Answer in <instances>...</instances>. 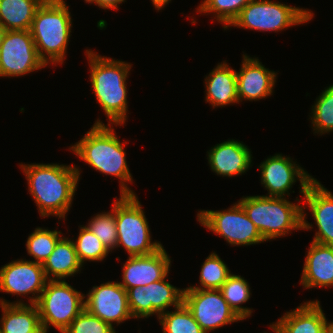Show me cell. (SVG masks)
<instances>
[{
    "mask_svg": "<svg viewBox=\"0 0 333 333\" xmlns=\"http://www.w3.org/2000/svg\"><path fill=\"white\" fill-rule=\"evenodd\" d=\"M30 30L6 31L0 47V77H19L45 68Z\"/></svg>",
    "mask_w": 333,
    "mask_h": 333,
    "instance_id": "obj_10",
    "label": "cell"
},
{
    "mask_svg": "<svg viewBox=\"0 0 333 333\" xmlns=\"http://www.w3.org/2000/svg\"><path fill=\"white\" fill-rule=\"evenodd\" d=\"M252 152L243 142L229 139L211 147L208 163L213 172L222 177H233L246 173L252 163Z\"/></svg>",
    "mask_w": 333,
    "mask_h": 333,
    "instance_id": "obj_20",
    "label": "cell"
},
{
    "mask_svg": "<svg viewBox=\"0 0 333 333\" xmlns=\"http://www.w3.org/2000/svg\"><path fill=\"white\" fill-rule=\"evenodd\" d=\"M122 2H125V0H87L85 3L89 4H96V6L100 7L101 9H112L117 10Z\"/></svg>",
    "mask_w": 333,
    "mask_h": 333,
    "instance_id": "obj_35",
    "label": "cell"
},
{
    "mask_svg": "<svg viewBox=\"0 0 333 333\" xmlns=\"http://www.w3.org/2000/svg\"><path fill=\"white\" fill-rule=\"evenodd\" d=\"M200 286H189L185 289H220L227 278L232 274L226 263L212 252L201 265Z\"/></svg>",
    "mask_w": 333,
    "mask_h": 333,
    "instance_id": "obj_29",
    "label": "cell"
},
{
    "mask_svg": "<svg viewBox=\"0 0 333 333\" xmlns=\"http://www.w3.org/2000/svg\"><path fill=\"white\" fill-rule=\"evenodd\" d=\"M183 303L205 333L242 321L224 299L220 289H184Z\"/></svg>",
    "mask_w": 333,
    "mask_h": 333,
    "instance_id": "obj_11",
    "label": "cell"
},
{
    "mask_svg": "<svg viewBox=\"0 0 333 333\" xmlns=\"http://www.w3.org/2000/svg\"><path fill=\"white\" fill-rule=\"evenodd\" d=\"M46 282L43 265L32 260L18 259L0 268V291L13 296L32 294L30 304L37 303Z\"/></svg>",
    "mask_w": 333,
    "mask_h": 333,
    "instance_id": "obj_14",
    "label": "cell"
},
{
    "mask_svg": "<svg viewBox=\"0 0 333 333\" xmlns=\"http://www.w3.org/2000/svg\"><path fill=\"white\" fill-rule=\"evenodd\" d=\"M44 0H0V24L8 30H30Z\"/></svg>",
    "mask_w": 333,
    "mask_h": 333,
    "instance_id": "obj_25",
    "label": "cell"
},
{
    "mask_svg": "<svg viewBox=\"0 0 333 333\" xmlns=\"http://www.w3.org/2000/svg\"><path fill=\"white\" fill-rule=\"evenodd\" d=\"M28 333H46V332H28Z\"/></svg>",
    "mask_w": 333,
    "mask_h": 333,
    "instance_id": "obj_39",
    "label": "cell"
},
{
    "mask_svg": "<svg viewBox=\"0 0 333 333\" xmlns=\"http://www.w3.org/2000/svg\"><path fill=\"white\" fill-rule=\"evenodd\" d=\"M303 198L306 205L302 206V230L313 228L306 220L304 209L308 206L318 228L313 241L333 246V194L315 178L308 185Z\"/></svg>",
    "mask_w": 333,
    "mask_h": 333,
    "instance_id": "obj_16",
    "label": "cell"
},
{
    "mask_svg": "<svg viewBox=\"0 0 333 333\" xmlns=\"http://www.w3.org/2000/svg\"><path fill=\"white\" fill-rule=\"evenodd\" d=\"M269 326L275 333H331L318 300L300 304Z\"/></svg>",
    "mask_w": 333,
    "mask_h": 333,
    "instance_id": "obj_19",
    "label": "cell"
},
{
    "mask_svg": "<svg viewBox=\"0 0 333 333\" xmlns=\"http://www.w3.org/2000/svg\"><path fill=\"white\" fill-rule=\"evenodd\" d=\"M84 296L66 280H47L36 303L45 332L51 325L62 333L85 309Z\"/></svg>",
    "mask_w": 333,
    "mask_h": 333,
    "instance_id": "obj_8",
    "label": "cell"
},
{
    "mask_svg": "<svg viewBox=\"0 0 333 333\" xmlns=\"http://www.w3.org/2000/svg\"><path fill=\"white\" fill-rule=\"evenodd\" d=\"M158 319L163 333H205L184 303L175 311L161 314Z\"/></svg>",
    "mask_w": 333,
    "mask_h": 333,
    "instance_id": "obj_28",
    "label": "cell"
},
{
    "mask_svg": "<svg viewBox=\"0 0 333 333\" xmlns=\"http://www.w3.org/2000/svg\"><path fill=\"white\" fill-rule=\"evenodd\" d=\"M136 195H120L114 201L116 248L122 246L129 257L149 255L162 247L161 242H152L145 212Z\"/></svg>",
    "mask_w": 333,
    "mask_h": 333,
    "instance_id": "obj_6",
    "label": "cell"
},
{
    "mask_svg": "<svg viewBox=\"0 0 333 333\" xmlns=\"http://www.w3.org/2000/svg\"><path fill=\"white\" fill-rule=\"evenodd\" d=\"M142 287L127 290L128 304L133 318H149L151 315L159 316L166 313L171 306L174 309L183 303L184 288L171 285L166 278Z\"/></svg>",
    "mask_w": 333,
    "mask_h": 333,
    "instance_id": "obj_12",
    "label": "cell"
},
{
    "mask_svg": "<svg viewBox=\"0 0 333 333\" xmlns=\"http://www.w3.org/2000/svg\"><path fill=\"white\" fill-rule=\"evenodd\" d=\"M311 10L271 0H251L229 26L258 31L279 32L309 22Z\"/></svg>",
    "mask_w": 333,
    "mask_h": 333,
    "instance_id": "obj_7",
    "label": "cell"
},
{
    "mask_svg": "<svg viewBox=\"0 0 333 333\" xmlns=\"http://www.w3.org/2000/svg\"><path fill=\"white\" fill-rule=\"evenodd\" d=\"M237 202L265 241L290 234L291 230H302V205L285 197L243 196Z\"/></svg>",
    "mask_w": 333,
    "mask_h": 333,
    "instance_id": "obj_5",
    "label": "cell"
},
{
    "mask_svg": "<svg viewBox=\"0 0 333 333\" xmlns=\"http://www.w3.org/2000/svg\"><path fill=\"white\" fill-rule=\"evenodd\" d=\"M82 266L74 244L68 237H62L57 242L55 249L43 263L47 280H66L69 276L80 272Z\"/></svg>",
    "mask_w": 333,
    "mask_h": 333,
    "instance_id": "obj_24",
    "label": "cell"
},
{
    "mask_svg": "<svg viewBox=\"0 0 333 333\" xmlns=\"http://www.w3.org/2000/svg\"><path fill=\"white\" fill-rule=\"evenodd\" d=\"M65 0H44L36 10L30 32L40 59L46 64H63L72 18Z\"/></svg>",
    "mask_w": 333,
    "mask_h": 333,
    "instance_id": "obj_4",
    "label": "cell"
},
{
    "mask_svg": "<svg viewBox=\"0 0 333 333\" xmlns=\"http://www.w3.org/2000/svg\"><path fill=\"white\" fill-rule=\"evenodd\" d=\"M197 218L201 226L213 231L230 245L250 246L266 242L239 202L227 210H200Z\"/></svg>",
    "mask_w": 333,
    "mask_h": 333,
    "instance_id": "obj_9",
    "label": "cell"
},
{
    "mask_svg": "<svg viewBox=\"0 0 333 333\" xmlns=\"http://www.w3.org/2000/svg\"><path fill=\"white\" fill-rule=\"evenodd\" d=\"M61 235V236H60ZM62 233L57 230H48L37 227L26 241L28 255L33 256L35 263H43L55 249L57 242L62 238Z\"/></svg>",
    "mask_w": 333,
    "mask_h": 333,
    "instance_id": "obj_27",
    "label": "cell"
},
{
    "mask_svg": "<svg viewBox=\"0 0 333 333\" xmlns=\"http://www.w3.org/2000/svg\"><path fill=\"white\" fill-rule=\"evenodd\" d=\"M311 123L319 135L333 131V84L325 88L312 106Z\"/></svg>",
    "mask_w": 333,
    "mask_h": 333,
    "instance_id": "obj_30",
    "label": "cell"
},
{
    "mask_svg": "<svg viewBox=\"0 0 333 333\" xmlns=\"http://www.w3.org/2000/svg\"><path fill=\"white\" fill-rule=\"evenodd\" d=\"M62 333H116V331L114 326L84 309Z\"/></svg>",
    "mask_w": 333,
    "mask_h": 333,
    "instance_id": "obj_34",
    "label": "cell"
},
{
    "mask_svg": "<svg viewBox=\"0 0 333 333\" xmlns=\"http://www.w3.org/2000/svg\"><path fill=\"white\" fill-rule=\"evenodd\" d=\"M85 310L113 326L133 318L129 304L127 290L119 282L101 283L93 286L86 294Z\"/></svg>",
    "mask_w": 333,
    "mask_h": 333,
    "instance_id": "obj_15",
    "label": "cell"
},
{
    "mask_svg": "<svg viewBox=\"0 0 333 333\" xmlns=\"http://www.w3.org/2000/svg\"><path fill=\"white\" fill-rule=\"evenodd\" d=\"M250 1L251 0H204L197 7V13H213L216 21L222 23L224 30H226Z\"/></svg>",
    "mask_w": 333,
    "mask_h": 333,
    "instance_id": "obj_31",
    "label": "cell"
},
{
    "mask_svg": "<svg viewBox=\"0 0 333 333\" xmlns=\"http://www.w3.org/2000/svg\"><path fill=\"white\" fill-rule=\"evenodd\" d=\"M82 226H79L80 231L76 241L72 240L81 264L84 265V261H103L109 251L96 235L86 226Z\"/></svg>",
    "mask_w": 333,
    "mask_h": 333,
    "instance_id": "obj_32",
    "label": "cell"
},
{
    "mask_svg": "<svg viewBox=\"0 0 333 333\" xmlns=\"http://www.w3.org/2000/svg\"><path fill=\"white\" fill-rule=\"evenodd\" d=\"M241 69L236 71L239 102L257 101L272 95L277 72L271 71L259 61L243 54Z\"/></svg>",
    "mask_w": 333,
    "mask_h": 333,
    "instance_id": "obj_18",
    "label": "cell"
},
{
    "mask_svg": "<svg viewBox=\"0 0 333 333\" xmlns=\"http://www.w3.org/2000/svg\"><path fill=\"white\" fill-rule=\"evenodd\" d=\"M0 307V333L45 332L36 304H27L21 300L7 302L0 298Z\"/></svg>",
    "mask_w": 333,
    "mask_h": 333,
    "instance_id": "obj_22",
    "label": "cell"
},
{
    "mask_svg": "<svg viewBox=\"0 0 333 333\" xmlns=\"http://www.w3.org/2000/svg\"><path fill=\"white\" fill-rule=\"evenodd\" d=\"M330 331H331V333H333V321L330 322Z\"/></svg>",
    "mask_w": 333,
    "mask_h": 333,
    "instance_id": "obj_38",
    "label": "cell"
},
{
    "mask_svg": "<svg viewBox=\"0 0 333 333\" xmlns=\"http://www.w3.org/2000/svg\"><path fill=\"white\" fill-rule=\"evenodd\" d=\"M258 167L261 169V184L268 191V195H262L265 197L290 196L289 189L298 179L301 187L299 192L304 195L308 185L315 179L289 156L282 154L268 157Z\"/></svg>",
    "mask_w": 333,
    "mask_h": 333,
    "instance_id": "obj_13",
    "label": "cell"
},
{
    "mask_svg": "<svg viewBox=\"0 0 333 333\" xmlns=\"http://www.w3.org/2000/svg\"><path fill=\"white\" fill-rule=\"evenodd\" d=\"M171 259L162 246L158 251L143 256L128 257L122 267V282L126 290L142 287L163 279L170 271Z\"/></svg>",
    "mask_w": 333,
    "mask_h": 333,
    "instance_id": "obj_17",
    "label": "cell"
},
{
    "mask_svg": "<svg viewBox=\"0 0 333 333\" xmlns=\"http://www.w3.org/2000/svg\"><path fill=\"white\" fill-rule=\"evenodd\" d=\"M205 101L212 107H225L239 103L236 70L226 61L218 63L205 78Z\"/></svg>",
    "mask_w": 333,
    "mask_h": 333,
    "instance_id": "obj_23",
    "label": "cell"
},
{
    "mask_svg": "<svg viewBox=\"0 0 333 333\" xmlns=\"http://www.w3.org/2000/svg\"><path fill=\"white\" fill-rule=\"evenodd\" d=\"M89 61L90 81L97 102L106 114L107 125H123L127 120V78L132 64L85 51Z\"/></svg>",
    "mask_w": 333,
    "mask_h": 333,
    "instance_id": "obj_3",
    "label": "cell"
},
{
    "mask_svg": "<svg viewBox=\"0 0 333 333\" xmlns=\"http://www.w3.org/2000/svg\"><path fill=\"white\" fill-rule=\"evenodd\" d=\"M154 8L159 11L164 8L171 0H151Z\"/></svg>",
    "mask_w": 333,
    "mask_h": 333,
    "instance_id": "obj_36",
    "label": "cell"
},
{
    "mask_svg": "<svg viewBox=\"0 0 333 333\" xmlns=\"http://www.w3.org/2000/svg\"><path fill=\"white\" fill-rule=\"evenodd\" d=\"M6 31L7 30L0 24V47L2 45V41H3Z\"/></svg>",
    "mask_w": 333,
    "mask_h": 333,
    "instance_id": "obj_37",
    "label": "cell"
},
{
    "mask_svg": "<svg viewBox=\"0 0 333 333\" xmlns=\"http://www.w3.org/2000/svg\"><path fill=\"white\" fill-rule=\"evenodd\" d=\"M112 126L105 125L98 118L83 138L69 149L93 169L119 178L120 195H135L128 187V182L133 183V178L124 150L127 142L120 141Z\"/></svg>",
    "mask_w": 333,
    "mask_h": 333,
    "instance_id": "obj_2",
    "label": "cell"
},
{
    "mask_svg": "<svg viewBox=\"0 0 333 333\" xmlns=\"http://www.w3.org/2000/svg\"><path fill=\"white\" fill-rule=\"evenodd\" d=\"M300 284L304 289L333 287V246L311 242Z\"/></svg>",
    "mask_w": 333,
    "mask_h": 333,
    "instance_id": "obj_21",
    "label": "cell"
},
{
    "mask_svg": "<svg viewBox=\"0 0 333 333\" xmlns=\"http://www.w3.org/2000/svg\"><path fill=\"white\" fill-rule=\"evenodd\" d=\"M86 227L101 240L109 252H112L117 246L118 239L114 202L111 211L102 212L92 217Z\"/></svg>",
    "mask_w": 333,
    "mask_h": 333,
    "instance_id": "obj_33",
    "label": "cell"
},
{
    "mask_svg": "<svg viewBox=\"0 0 333 333\" xmlns=\"http://www.w3.org/2000/svg\"><path fill=\"white\" fill-rule=\"evenodd\" d=\"M250 289L247 280L235 274H231L220 288L224 299L242 321L253 312V309L240 306L250 299Z\"/></svg>",
    "mask_w": 333,
    "mask_h": 333,
    "instance_id": "obj_26",
    "label": "cell"
},
{
    "mask_svg": "<svg viewBox=\"0 0 333 333\" xmlns=\"http://www.w3.org/2000/svg\"><path fill=\"white\" fill-rule=\"evenodd\" d=\"M40 216L65 219L80 178L79 167L64 164H19Z\"/></svg>",
    "mask_w": 333,
    "mask_h": 333,
    "instance_id": "obj_1",
    "label": "cell"
}]
</instances>
